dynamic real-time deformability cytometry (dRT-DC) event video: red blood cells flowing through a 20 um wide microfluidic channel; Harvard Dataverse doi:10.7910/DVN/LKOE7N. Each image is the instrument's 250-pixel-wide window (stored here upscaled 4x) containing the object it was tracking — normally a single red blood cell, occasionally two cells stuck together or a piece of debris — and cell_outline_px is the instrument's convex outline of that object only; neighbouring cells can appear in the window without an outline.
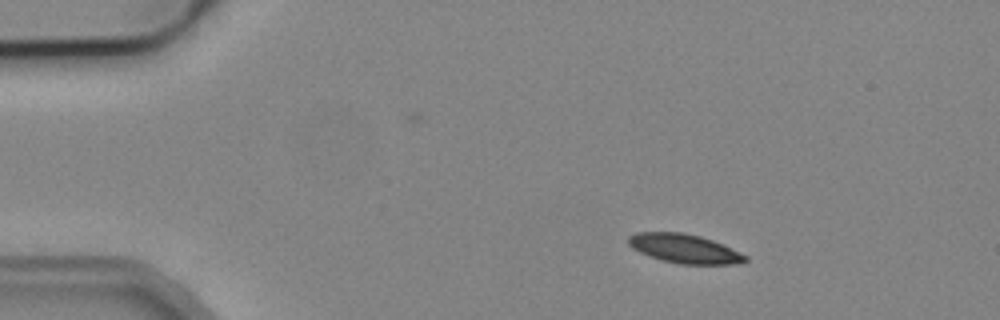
{"species": "common noctule bat (a hibernating species)", "species_latin": "Nyctalus noctula", "temperature_condition": "cold", "stored_images_in_passage": 4, "camera_frame_rate_fps": 3000, "um_per_image_px": 0.085, "animal": {"sex": "male", "body_mass_g": 19.2, "forearm_length_mm": 51.8}, "frame": {"image": 1, "passage_image": 2, "time_ms": 2.333, "image_size_px": [1000, 320], "cell_outline_px": [[748, 260], [732, 264], [680, 264], [664, 260], [640, 252], [632, 248], [628, 244], [628, 236], [636, 232], [684, 232], [700, 236], [712, 240], [748, 256]], "centroid_in_image_um": [58.15, 21.12], "position_along_channel_um": 26.8, "area_um2": 19.54}}